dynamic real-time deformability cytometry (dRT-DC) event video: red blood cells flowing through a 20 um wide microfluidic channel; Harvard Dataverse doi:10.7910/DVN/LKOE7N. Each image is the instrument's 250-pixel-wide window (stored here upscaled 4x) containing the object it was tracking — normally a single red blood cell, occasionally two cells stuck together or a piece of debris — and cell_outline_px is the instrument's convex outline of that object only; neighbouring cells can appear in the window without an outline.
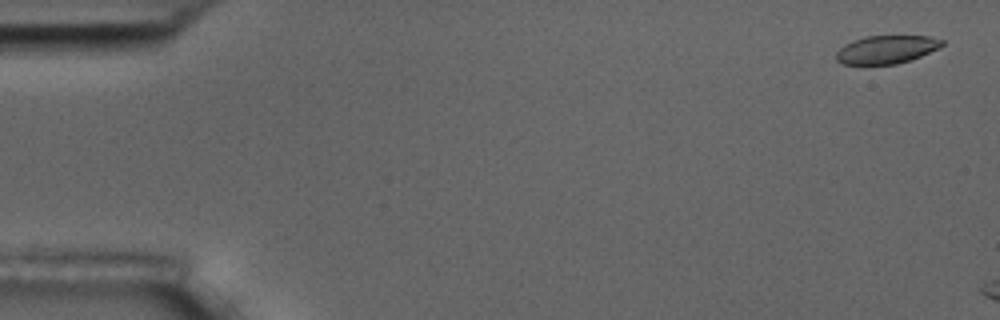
{"species": "common noctule bat (a hibernating species)", "species_latin": "Nyctalus noctula", "temperature_condition": "room temperature", "stored_images_in_passage": 3, "camera_frame_rate_fps": 3000, "um_per_image_px": 0.085, "animal": {"sex": "male", "body_mass_g": 17.5, "forearm_length_mm": 52.3}, "frame": {"image": 1, "passage_image": 1, "time_ms": 0.0, "image_size_px": [1000, 320], "cell_outline_px": [[944, 44], [920, 56], [896, 64], [844, 64], [836, 60], [836, 52], [844, 44], [852, 40], [864, 36], [928, 36], [944, 40]], "centroid_in_image_um": [75.3, 4.2], "position_along_channel_um": 9.7, "area_um2": 17.17}}